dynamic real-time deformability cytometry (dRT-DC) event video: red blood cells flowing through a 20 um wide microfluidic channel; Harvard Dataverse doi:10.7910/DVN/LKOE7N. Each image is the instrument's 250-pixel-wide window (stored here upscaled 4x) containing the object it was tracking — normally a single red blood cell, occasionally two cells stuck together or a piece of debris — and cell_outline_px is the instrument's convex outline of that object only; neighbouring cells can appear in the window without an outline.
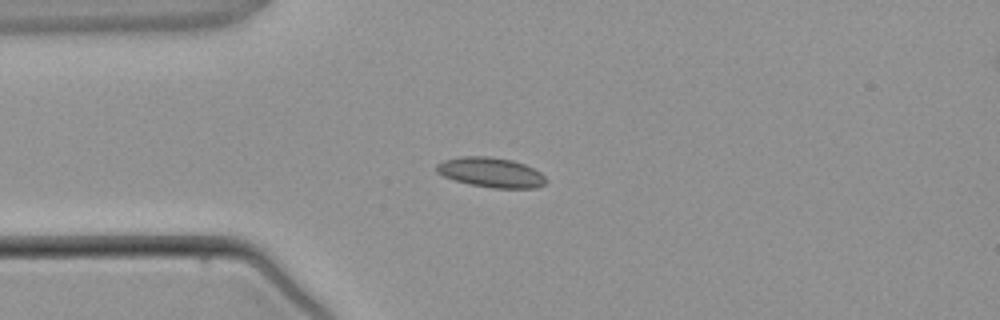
{"species": "common noctule bat (a hibernating species)", "species_latin": "Nyctalus noctula", "temperature_condition": "warm", "stored_images_in_passage": 4, "segment_of_instrument_passage": [1, 2], "camera_frame_rate_fps": 3000, "um_per_image_px": 0.085, "animal": {"sex": "male", "body_mass_g": 21.5, "forearm_length_mm": 52.0}, "frame": {"image": 1, "passage_image": 3, "time_ms": 2.333, "image_size_px": [1000, 320], "cell_outline_px": [[548, 180], [544, 184], [536, 188], [492, 188], [468, 184], [444, 176], [436, 172], [436, 164], [444, 160], [460, 156], [488, 156], [512, 160], [524, 164], [540, 172]], "centroid_in_image_um": [41.72, 14.65], "position_along_channel_um": 43.3, "area_um2": 19.07}}